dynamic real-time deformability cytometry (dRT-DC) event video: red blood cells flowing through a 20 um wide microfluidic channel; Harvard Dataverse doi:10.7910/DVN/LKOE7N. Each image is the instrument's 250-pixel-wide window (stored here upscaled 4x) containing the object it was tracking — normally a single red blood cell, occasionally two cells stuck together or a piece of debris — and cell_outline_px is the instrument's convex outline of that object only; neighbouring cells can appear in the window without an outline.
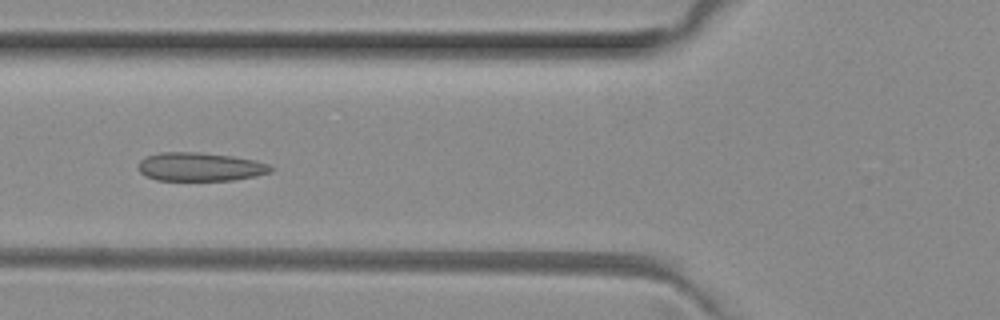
{"species": "common noctule bat (a hibernating species)", "species_latin": "Nyctalus noctula", "temperature_condition": "room temperature", "stored_images_in_passage": 4, "camera_frame_rate_fps": 3000, "um_per_image_px": 0.085, "animal": {"sex": "female", "body_mass_g": 29.2, "forearm_length_mm": 56.3}, "frame": {"image": 1, "passage_image": 4, "time_ms": 1.0, "image_size_px": [1000, 320], "cell_outline_px": [[276, 168], [272, 172], [256, 176], [236, 180], [156, 180], [144, 176], [140, 172], [140, 160], [148, 156], [160, 152], [200, 152], [232, 156], [256, 160], [268, 164]], "centroid_in_image_um": [17.06, 14.18], "position_along_channel_um": 108.7, "area_um2": 22.2}}